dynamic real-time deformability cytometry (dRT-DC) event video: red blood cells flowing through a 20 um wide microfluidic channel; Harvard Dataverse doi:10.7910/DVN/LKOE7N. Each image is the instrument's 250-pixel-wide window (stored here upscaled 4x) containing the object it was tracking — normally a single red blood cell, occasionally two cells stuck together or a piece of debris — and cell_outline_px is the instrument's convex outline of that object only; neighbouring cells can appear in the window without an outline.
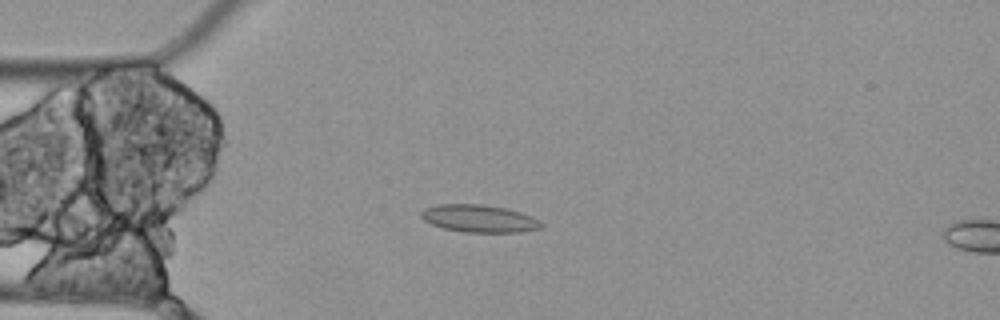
{"species": "Egyptian fruit bat (a non-hibernating species)", "species_latin": "Rousettus aegyptiacus", "temperature_condition": "cold", "stored_images_in_passage": 5, "camera_frame_rate_fps": 3000, "um_per_image_px": 0.085, "animal": {"sex": "female"}, "frame": {"image": 1, "passage_image": 4, "time_ms": 1.0, "image_size_px": [1000, 320], "cell_outline_px": [[544, 224], [540, 228], [520, 232], [464, 232], [444, 228], [432, 224], [424, 220], [420, 216], [420, 212], [424, 208], [436, 204], [484, 204], [504, 208], [520, 212], [540, 220]], "centroid_in_image_um": [40.71, 18.57], "position_along_channel_um": 44.3, "area_um2": 19.25}}